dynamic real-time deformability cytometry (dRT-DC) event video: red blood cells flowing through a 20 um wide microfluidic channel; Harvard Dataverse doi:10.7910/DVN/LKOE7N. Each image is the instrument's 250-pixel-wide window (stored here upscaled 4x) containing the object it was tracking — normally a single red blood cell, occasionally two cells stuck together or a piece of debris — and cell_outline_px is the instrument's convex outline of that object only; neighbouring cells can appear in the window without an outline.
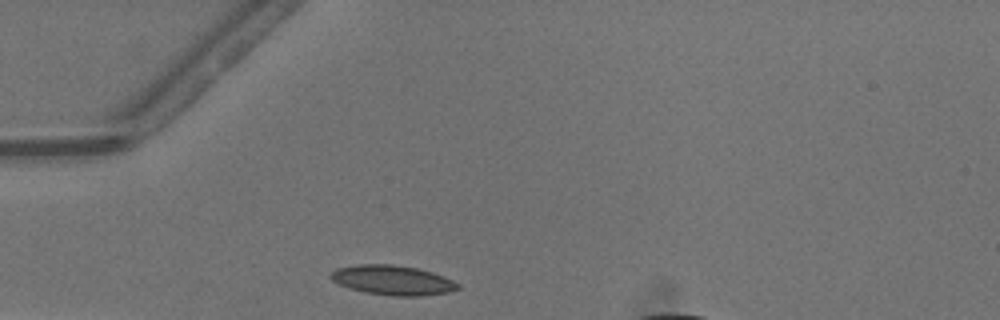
{"species": "common noctule bat (a hibernating species)", "species_latin": "Nyctalus noctula", "temperature_condition": "warm", "stored_images_in_passage": 25, "camera_frame_rate_fps": 3000, "um_per_image_px": 0.085, "animal": {"sex": "male", "body_mass_g": 13.3}, "frame": {"image": 1, "passage_image": 1, "time_ms": 0.0, "image_size_px": [1000, 320], "cell_outline_px": [[460, 288], [448, 292], [420, 296], [392, 296], [364, 292], [348, 288], [332, 280], [328, 276], [336, 268], [360, 264], [392, 264], [416, 268], [432, 272], [444, 276], [460, 284]], "centroid_in_image_um": [33.37, 23.81], "position_along_channel_um": 51.6, "area_um2": 22.02}}
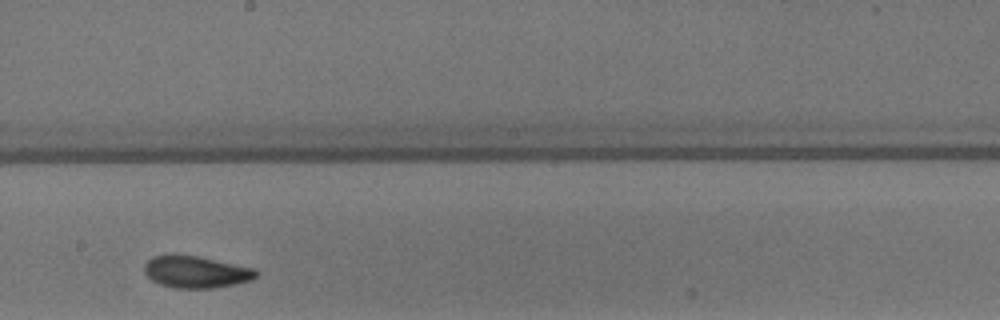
{"frame": {"image": 2, "passage_image": 15, "time_ms": 4.667, "image_size_px": [1000, 320], "cell_outline_px": [[260, 272], [252, 280], [236, 284], [216, 288], [172, 288], [160, 284], [152, 280], [144, 272], [144, 264], [152, 256], [172, 252], [200, 256], [256, 268]], "centroid_in_image_um": [16.66, 23.08], "position_along_channel_um": 231.5, "area_um2": 21.56}}
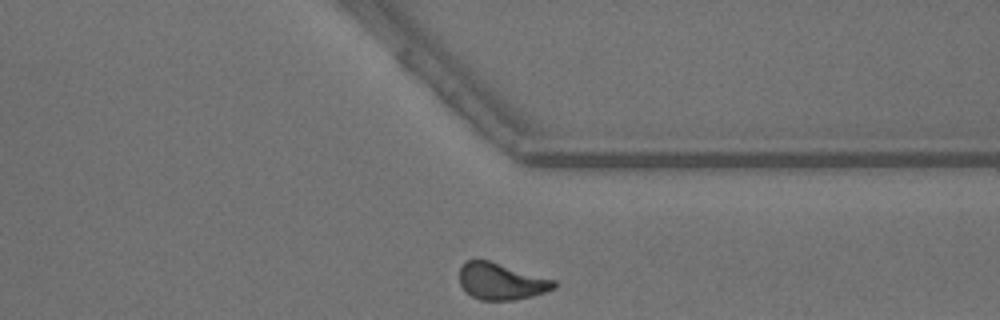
{"frame": {"image": 3, "passage_image": 25, "time_ms": 8.0, "image_size_px": [1000, 320], "cell_outline_px": [[556, 288], [532, 296], [512, 300], [480, 300], [472, 296], [460, 284], [460, 268], [468, 260], [488, 260], [556, 280]], "centroid_in_image_um": [42.62, 23.92], "position_along_channel_um": 368.8, "area_um2": 19.94}, "authors_computed_cell_mechanics": {"area_um2": 20.6924, "velocity_mm_per_s": 4.1386, "shape_relaxation_time_tau1_ms": 4.2267, "shape_relaxation_time_tau2_ms": 2.1807, "deformation_change_tau1": 0.1272, "deformation_change_tau2": 0.0801}}